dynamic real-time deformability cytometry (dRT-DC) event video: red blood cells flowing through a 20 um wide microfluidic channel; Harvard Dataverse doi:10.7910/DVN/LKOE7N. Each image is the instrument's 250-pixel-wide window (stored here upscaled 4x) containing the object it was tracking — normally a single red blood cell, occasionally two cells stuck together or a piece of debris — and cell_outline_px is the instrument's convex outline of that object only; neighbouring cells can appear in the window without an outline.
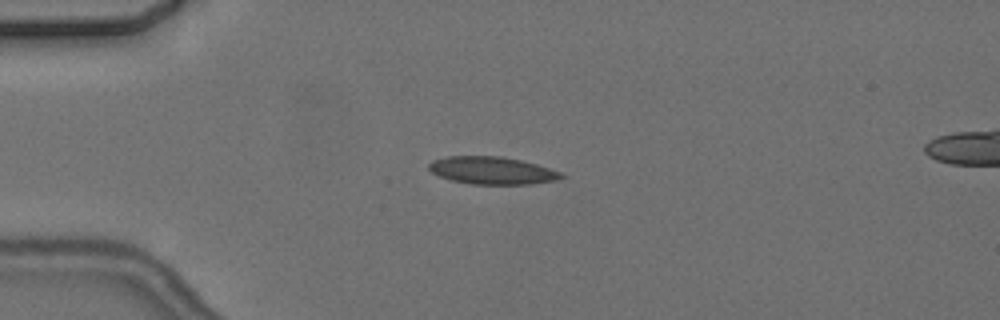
{"species": "common noctule bat (a hibernating species)", "species_latin": "Nyctalus noctula", "temperature_condition": "cold", "stored_images_in_passage": 8, "camera_frame_rate_fps": 3000, "um_per_image_px": 0.085, "animal": {"sex": "female", "body_mass_g": 24.6, "forearm_length_mm": 56.2}, "frame": {"image": 1, "passage_image": 3, "time_ms": 3.0, "image_size_px": [1000, 320], "cell_outline_px": [[568, 176], [556, 180], [532, 184], [472, 184], [452, 180], [440, 176], [432, 172], [428, 168], [428, 164], [432, 160], [448, 156], [500, 156], [520, 160], [536, 164], [560, 172]], "centroid_in_image_um": [41.83, 14.49], "position_along_channel_um": 43.2, "area_um2": 21.15}}
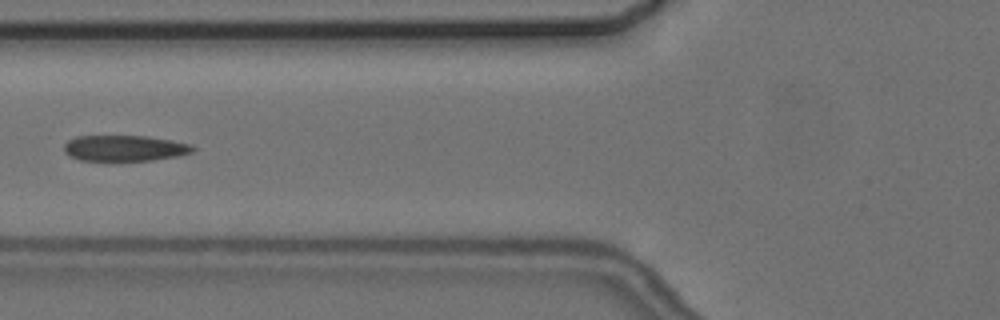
{"frame": {"image": 2, "passage_image": 5, "time_ms": 5.667, "image_size_px": [1000, 320], "cell_outline_px": [[196, 148], [192, 152], [180, 156], [152, 160], [108, 164], [80, 160], [64, 152], [64, 144], [68, 140], [76, 136], [148, 136], [172, 140], [192, 144]], "centroid_in_image_um": [10.58, 12.64], "position_along_channel_um": 115.2, "area_um2": 20.46}}
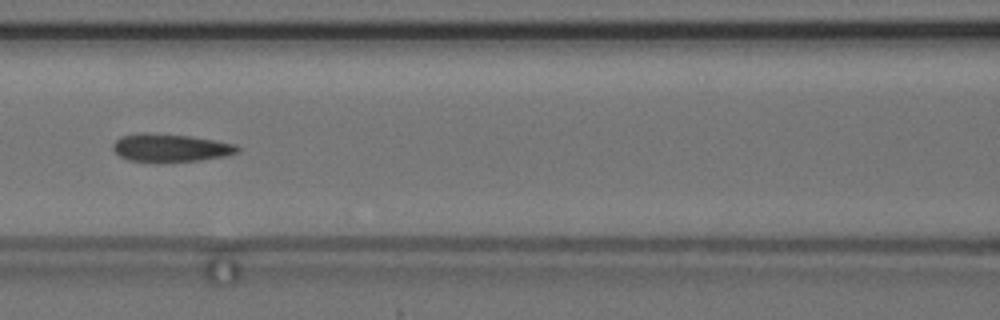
{"frame": {"image": 3, "passage_image": 6, "time_ms": 6.667, "image_size_px": [1000, 320], "cell_outline_px": [[240, 148], [236, 152], [224, 156], [200, 160], [128, 160], [120, 156], [112, 148], [112, 144], [120, 136], [140, 132], [144, 132], [188, 136], [216, 140], [236, 144]], "centroid_in_image_um": [14.47, 12.52], "position_along_channel_um": 152.1, "area_um2": 19.71}}